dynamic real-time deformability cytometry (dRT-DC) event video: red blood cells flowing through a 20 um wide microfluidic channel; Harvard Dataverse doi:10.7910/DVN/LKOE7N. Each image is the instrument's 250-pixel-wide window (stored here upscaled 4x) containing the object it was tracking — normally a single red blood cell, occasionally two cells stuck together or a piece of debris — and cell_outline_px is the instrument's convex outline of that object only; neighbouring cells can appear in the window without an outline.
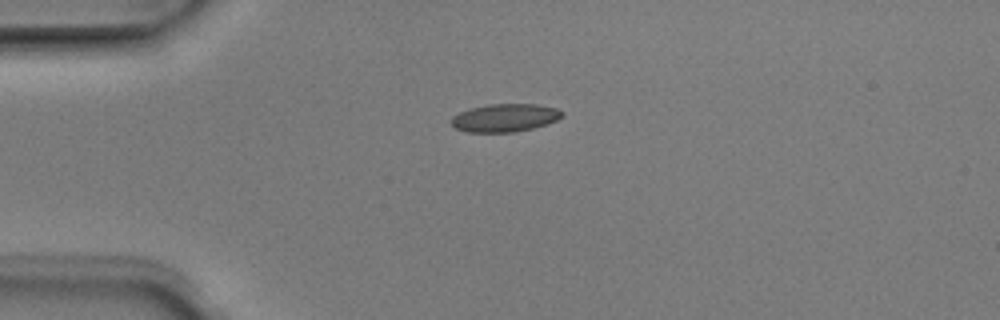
{"species": "Egyptian fruit bat (a non-hibernating species)", "species_latin": "Rousettus aegyptiacus", "temperature_condition": "room temperature", "stored_images_in_passage": 3, "camera_frame_rate_fps": 3000, "um_per_image_px": 0.085, "animal": {"sex": "male"}, "frame": {"image": 1, "passage_image": 1, "time_ms": 0.0, "image_size_px": [1000, 320], "cell_outline_px": [[564, 116], [556, 120], [532, 128], [512, 132], [468, 132], [456, 128], [452, 124], [452, 116], [468, 108], [488, 104], [536, 104], [556, 108], [564, 112]], "centroid_in_image_um": [42.91, 10.0], "position_along_channel_um": 42.1, "area_um2": 17.98}}
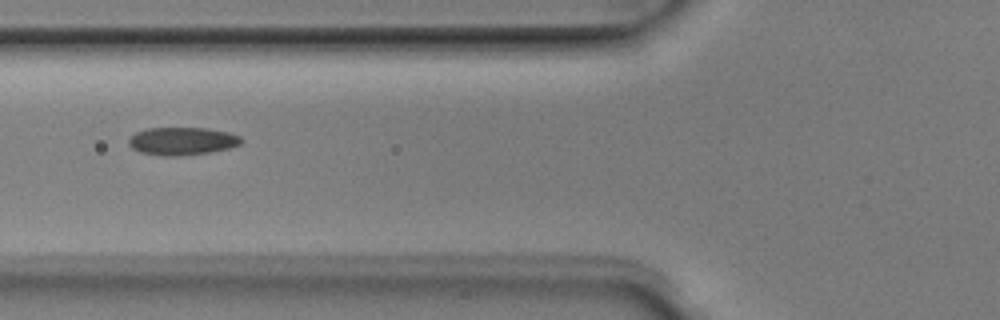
{"frame": {"image": 2, "passage_image": 3, "time_ms": 0.667, "image_size_px": [1000, 320], "cell_outline_px": [[244, 140], [240, 144], [228, 148], [212, 152], [180, 156], [164, 156], [140, 152], [132, 148], [128, 144], [128, 140], [136, 132], [148, 128], [208, 128], [228, 132], [240, 136]], "centroid_in_image_um": [15.5, 12.0], "position_along_channel_um": 110.3, "area_um2": 18.32}}